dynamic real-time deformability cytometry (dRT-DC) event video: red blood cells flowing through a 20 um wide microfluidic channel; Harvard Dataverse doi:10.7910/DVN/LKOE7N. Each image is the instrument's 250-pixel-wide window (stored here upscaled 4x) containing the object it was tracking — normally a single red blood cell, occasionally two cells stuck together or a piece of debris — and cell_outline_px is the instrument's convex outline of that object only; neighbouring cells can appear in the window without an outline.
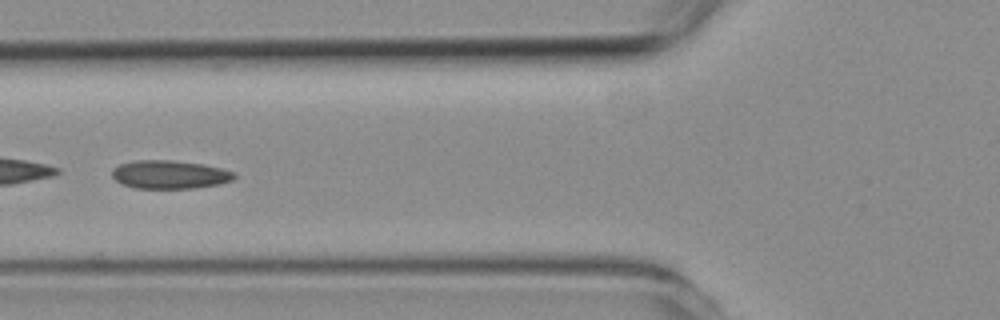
{"species": "common noctule bat (a hibernating species)", "species_latin": "Nyctalus noctula", "temperature_condition": "room temperature", "stored_images_in_passage": 6, "camera_frame_rate_fps": 3000, "um_per_image_px": 0.085, "animal": {"sex": "female", "body_mass_g": 19.3, "forearm_length_mm": 54.1}, "frame": {"image": 1, "passage_image": 5, "time_ms": 4.667, "image_size_px": [1000, 320], "cell_outline_px": [[236, 176], [232, 180], [220, 184], [192, 188], [136, 188], [124, 184], [116, 180], [112, 176], [112, 168], [120, 164], [132, 160], [172, 160], [204, 164], [236, 172]], "centroid_in_image_um": [14.43, 14.82], "position_along_channel_um": 111.4, "area_um2": 20.23}}
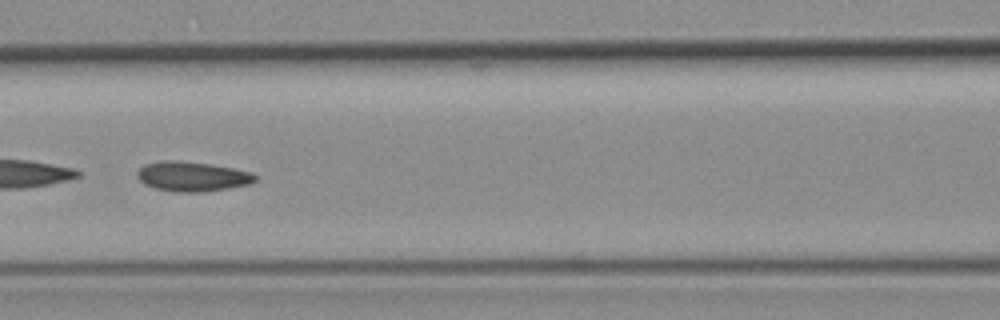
{"frame": {"image": 2, "passage_image": 6, "time_ms": 5.667, "image_size_px": [1000, 320], "cell_outline_px": [[256, 180], [248, 184], [204, 192], [176, 192], [156, 188], [144, 184], [136, 176], [136, 172], [144, 164], [160, 160], [176, 160], [212, 164], [252, 172], [256, 176]], "centroid_in_image_um": [16.3, 14.98], "position_along_channel_um": 150.3, "area_um2": 20.46}}